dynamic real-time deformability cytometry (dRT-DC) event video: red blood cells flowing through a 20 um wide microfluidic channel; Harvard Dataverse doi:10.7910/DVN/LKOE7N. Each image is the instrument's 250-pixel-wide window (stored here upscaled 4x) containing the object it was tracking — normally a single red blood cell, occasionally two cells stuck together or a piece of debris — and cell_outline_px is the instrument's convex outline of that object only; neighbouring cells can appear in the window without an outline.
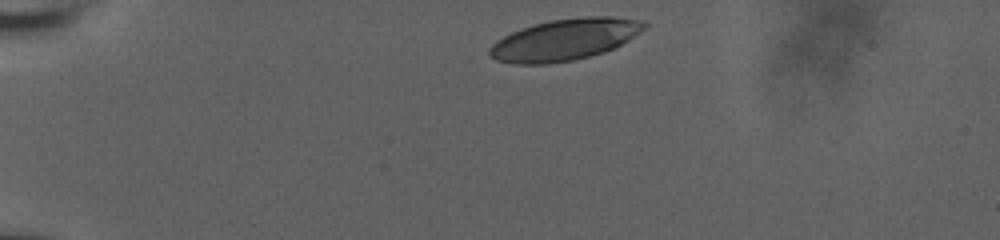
{"species": "human", "species_latin": "Homo sapiens", "temperature_condition": "room temperature", "stored_images_in_passage": 9, "camera_frame_rate_fps": 3000, "um_per_image_px": 0.085, "donor": {"sex": "male"}, "frame": {"image": 1, "passage_image": 1, "time_ms": 0.0, "image_size_px": [1000, 240], "cell_outline_px": [[648, 24], [640, 32], [628, 40], [604, 52], [572, 60], [548, 64], [512, 64], [496, 60], [488, 56], [488, 48], [496, 40], [520, 28], [532, 24], [552, 20], [588, 16], [608, 16], [644, 20]], "centroid_in_image_um": [47.96, 3.37], "position_along_channel_um": 37.0, "area_um2": 37.4}}
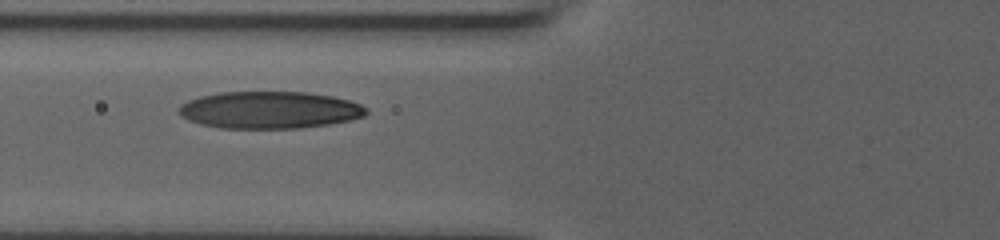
{"frame": {"image": 2, "passage_image": 6, "time_ms": 1.667, "image_size_px": [1000, 240], "cell_outline_px": [[368, 112], [364, 116], [348, 120], [328, 124], [300, 128], [220, 128], [200, 124], [188, 120], [180, 116], [180, 104], [188, 100], [200, 96], [220, 92], [308, 92], [332, 96], [348, 100], [360, 104], [368, 108]], "centroid_in_image_um": [22.9, 9.34], "position_along_channel_um": 102.9, "area_um2": 40.58}}
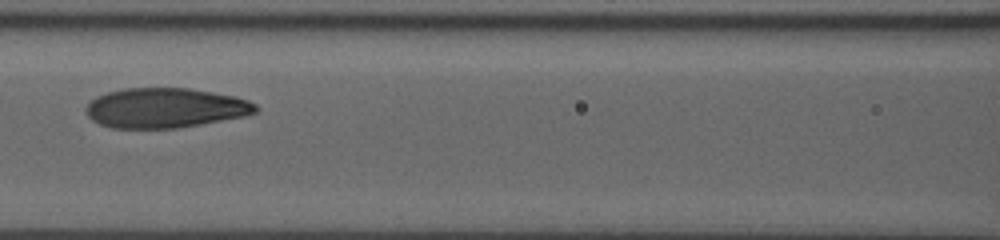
{"frame": {"image": 3, "passage_image": 8, "time_ms": 2.333, "image_size_px": [1000, 240], "cell_outline_px": [[260, 108], [256, 112], [244, 116], [200, 124], [176, 128], [112, 128], [100, 124], [92, 120], [88, 116], [84, 108], [96, 96], [108, 92], [124, 88], [188, 88], [236, 96], [248, 100], [256, 104]], "centroid_in_image_um": [14.04, 9.17], "position_along_channel_um": 152.6, "area_um2": 39.42}}